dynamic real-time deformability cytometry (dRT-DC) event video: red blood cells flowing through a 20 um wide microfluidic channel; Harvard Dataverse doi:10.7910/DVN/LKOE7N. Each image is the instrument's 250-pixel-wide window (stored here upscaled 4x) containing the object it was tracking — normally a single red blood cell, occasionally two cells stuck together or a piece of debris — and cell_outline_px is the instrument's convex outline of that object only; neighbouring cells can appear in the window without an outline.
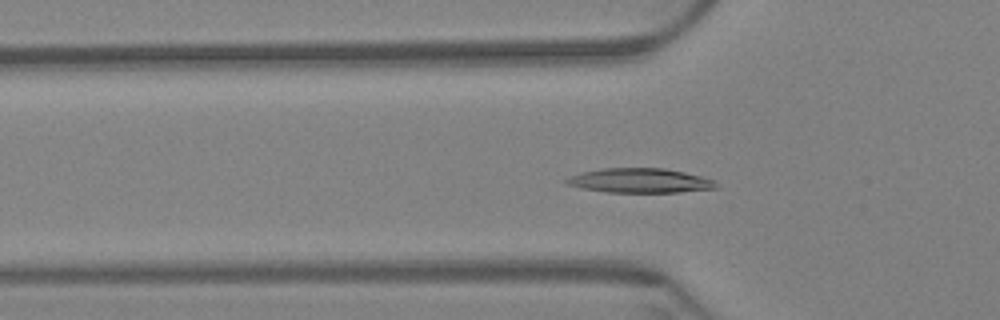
{"species": "Egyptian fruit bat (a non-hibernating species)", "species_latin": "Rousettus aegyptiacus", "temperature_condition": "warm", "stored_images_in_passage": 57, "camera_frame_rate_fps": 3000, "um_per_image_px": 0.085, "animal": {"sex": "female"}, "frame": {"image": 1, "passage_image": 17, "time_ms": 5.333, "image_size_px": [1000, 320], "cell_outline_px": [[716, 188], [680, 192], [608, 192], [580, 188], [568, 184], [564, 180], [568, 176], [580, 172], [604, 168], [664, 168], [684, 172], [700, 176], [712, 180], [716, 184]], "centroid_in_image_um": [54.33, 15.34], "position_along_channel_um": 71.5, "area_um2": 21.21}}
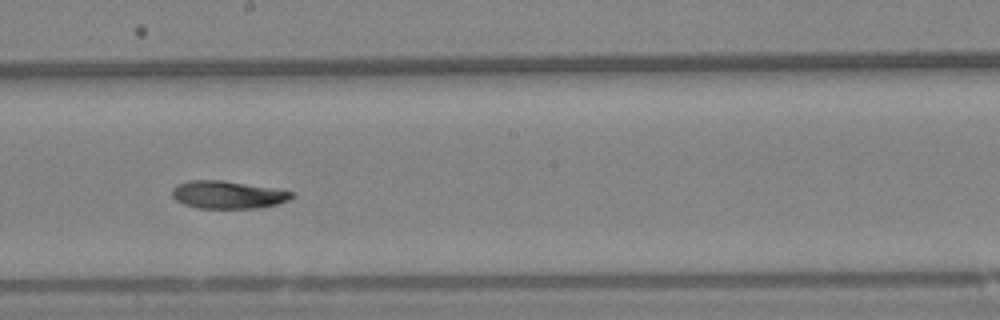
{"frame": {"image": 2, "passage_image": 31, "time_ms": 10.0, "image_size_px": [1000, 320], "cell_outline_px": [[296, 196], [288, 200], [276, 204], [256, 208], [196, 208], [184, 204], [176, 200], [172, 196], [172, 188], [176, 184], [188, 180], [220, 180], [296, 192]], "centroid_in_image_um": [19.33, 16.55], "position_along_channel_um": 228.9, "area_um2": 19.25}}
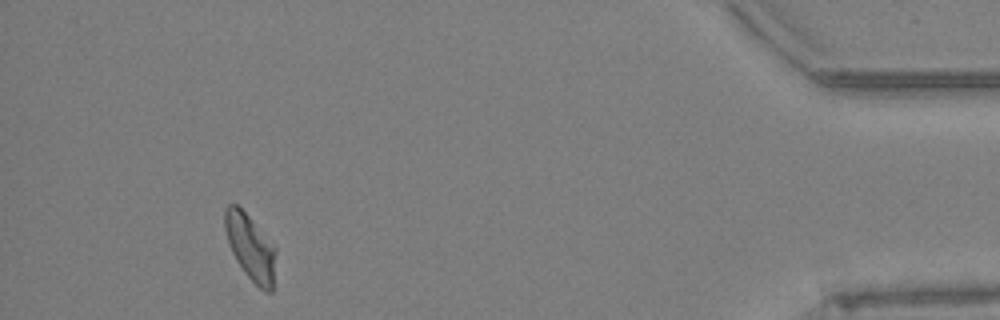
{"frame": {"image": 3, "passage_image": 53, "time_ms": 17.333, "image_size_px": [1000, 320], "cell_outline_px": [[276, 252], [272, 292], [264, 292], [244, 272], [236, 260], [228, 244], [224, 228], [224, 208], [228, 204], [236, 204], [248, 216], [276, 248]], "centroid_in_image_um": [21.26, 21.02], "position_along_channel_um": 413.9, "area_um2": 19.36}, "authors_computed_cell_mechanics": {"area_um2": 20.0566, "velocity_mm_per_s": 3.3804, "shape_relaxation_time_tau1_ms": 10.5771, "shape_relaxation_time_tau2_ms": null, "deformation_change_tau1": 0.218, "deformation_change_tau2": null}}